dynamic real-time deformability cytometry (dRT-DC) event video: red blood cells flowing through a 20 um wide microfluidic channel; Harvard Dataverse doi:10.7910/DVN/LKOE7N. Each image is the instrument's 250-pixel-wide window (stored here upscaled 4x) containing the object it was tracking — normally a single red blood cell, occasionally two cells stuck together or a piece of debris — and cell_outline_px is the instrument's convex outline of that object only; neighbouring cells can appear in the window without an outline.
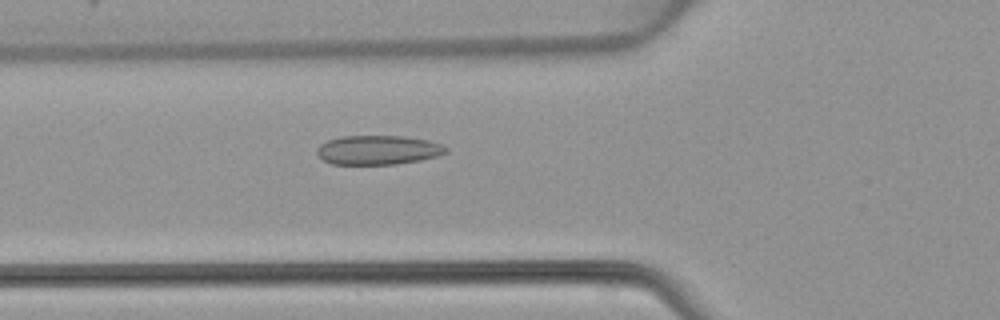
{"species": "common noctule bat (a hibernating species)", "species_latin": "Nyctalus noctula", "temperature_condition": "warm", "stored_images_in_passage": 36, "camera_frame_rate_fps": 3000, "um_per_image_px": 0.085, "animal": {"sex": "female", "body_mass_g": 22.7, "forearm_length_mm": 54.2}, "frame": {"image": 1, "passage_image": 7, "time_ms": 2.0, "image_size_px": [1000, 320], "cell_outline_px": [[448, 152], [436, 156], [420, 160], [396, 164], [332, 164], [324, 160], [316, 152], [316, 148], [320, 144], [328, 140], [340, 136], [404, 136], [428, 140], [444, 144], [448, 148]], "centroid_in_image_um": [32.15, 12.74], "position_along_channel_um": 93.6, "area_um2": 22.08}}
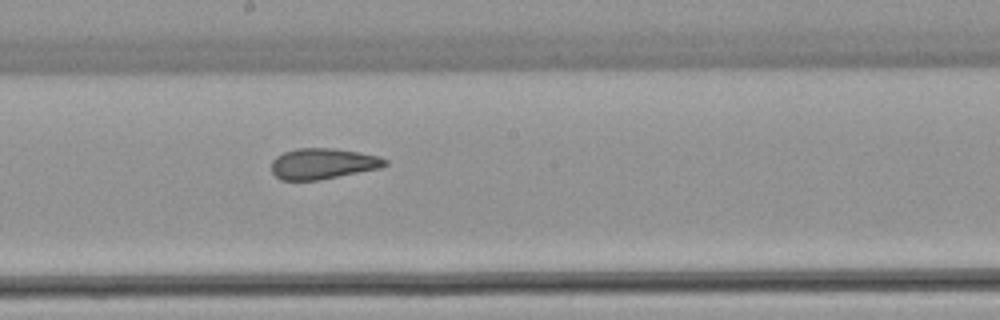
{"frame": {"image": 2, "passage_image": 16, "time_ms": 5.0, "image_size_px": [1000, 320], "cell_outline_px": [[388, 164], [380, 168], [320, 180], [280, 180], [272, 172], [272, 160], [276, 156], [284, 152], [296, 148], [332, 148], [380, 156], [388, 160]], "centroid_in_image_um": [27.44, 13.91], "position_along_channel_um": 220.8, "area_um2": 20.4}}
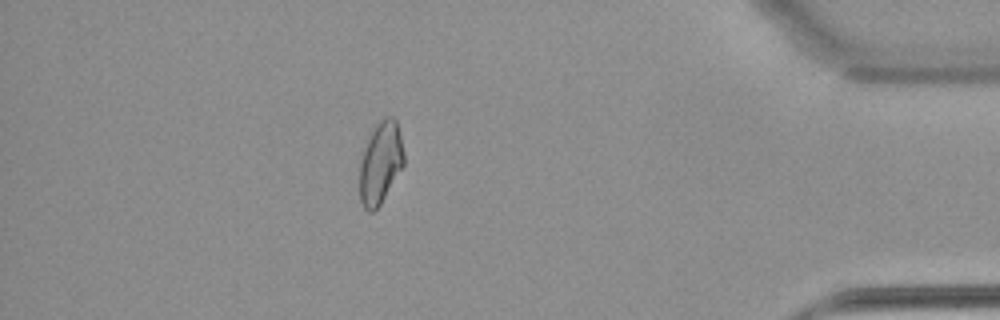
{"frame": {"image": 3, "passage_image": 32, "time_ms": 10.333, "image_size_px": [1000, 320], "cell_outline_px": [[404, 164], [380, 204], [372, 212], [368, 212], [364, 208], [360, 200], [360, 160], [368, 136], [376, 124], [384, 116], [392, 116], [396, 120], [404, 152]], "centroid_in_image_um": [32.33, 13.81], "position_along_channel_um": 402.9, "area_um2": 21.04}}